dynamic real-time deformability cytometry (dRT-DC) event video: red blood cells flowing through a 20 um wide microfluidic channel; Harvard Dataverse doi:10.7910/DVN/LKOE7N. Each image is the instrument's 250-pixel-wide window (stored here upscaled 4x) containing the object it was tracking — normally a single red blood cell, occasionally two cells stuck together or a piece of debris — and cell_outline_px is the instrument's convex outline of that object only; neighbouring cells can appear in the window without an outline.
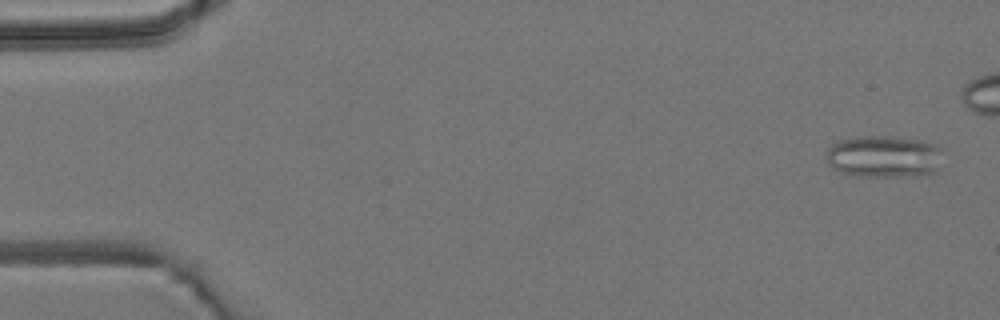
{"species": "common noctule bat (a hibernating species)", "species_latin": "Nyctalus noctula", "temperature_condition": "room temperature", "stored_images_in_passage": 7, "camera_frame_rate_fps": 3000, "um_per_image_px": 0.085, "animal": {"sex": "male", "body_mass_g": 19.2, "forearm_length_mm": 51.8}, "frame": {"image": 1, "passage_image": 1, "time_ms": 0.0, "image_size_px": [1000, 320], "cell_outline_px": [[940, 168], [936, 172], [896, 176], [856, 176], [840, 172], [832, 168], [828, 164], [828, 148], [832, 144], [840, 140], [860, 136], [888, 136], [924, 140], [936, 144], [940, 148]], "centroid_in_image_um": [75.14, 13.29], "position_along_channel_um": 9.9, "area_um2": 28.5}}